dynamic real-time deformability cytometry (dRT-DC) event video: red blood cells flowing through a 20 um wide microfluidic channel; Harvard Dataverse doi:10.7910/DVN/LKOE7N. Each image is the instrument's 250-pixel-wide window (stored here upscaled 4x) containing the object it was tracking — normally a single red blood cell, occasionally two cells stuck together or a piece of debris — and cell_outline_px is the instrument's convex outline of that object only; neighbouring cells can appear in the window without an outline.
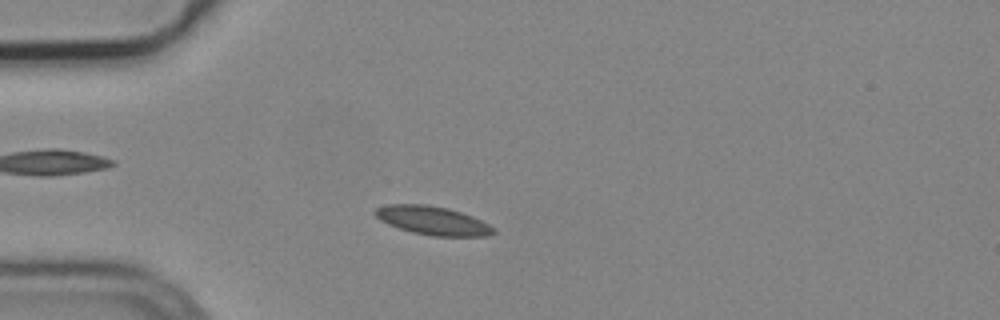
{"species": "common noctule bat (a hibernating species)", "species_latin": "Nyctalus noctula", "temperature_condition": "cold", "stored_images_in_passage": 5, "camera_frame_rate_fps": 3000, "um_per_image_px": 0.085, "animal": {"sex": "male", "body_mass_g": 19.2, "forearm_length_mm": 51.8}, "frame": {"image": 1, "passage_image": 2, "time_ms": 0.333, "image_size_px": [1000, 320], "cell_outline_px": [[496, 232], [488, 236], [432, 236], [412, 232], [388, 224], [380, 220], [372, 212], [376, 208], [388, 204], [424, 204], [448, 208], [472, 216], [496, 228]], "centroid_in_image_um": [36.78, 18.75], "position_along_channel_um": 48.2, "area_um2": 19.71}}
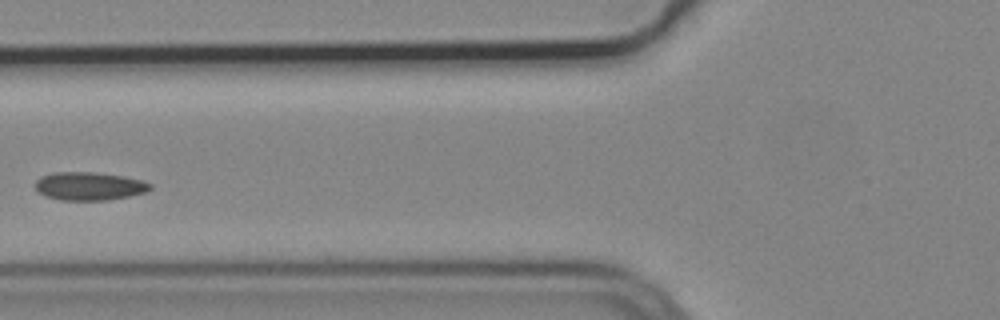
{"frame": {"image": 2, "passage_image": 4, "time_ms": 1.0, "image_size_px": [1000, 320], "cell_outline_px": [[152, 188], [148, 192], [108, 200], [60, 200], [48, 196], [40, 192], [36, 188], [36, 180], [40, 176], [52, 172], [96, 172], [124, 176], [140, 180], [152, 184]], "centroid_in_image_um": [7.61, 15.81], "position_along_channel_um": 118.2, "area_um2": 18.9}}
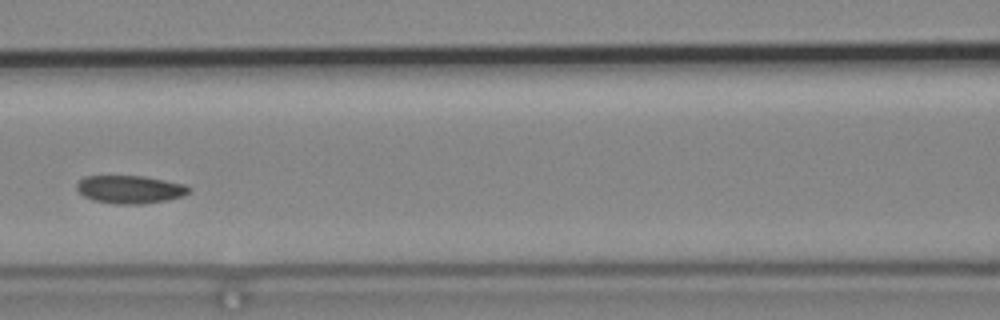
{"frame": {"image": 3, "passage_image": 5, "time_ms": 1.333, "image_size_px": [1000, 320], "cell_outline_px": [[192, 188], [184, 196], [168, 200], [144, 204], [116, 204], [92, 200], [84, 196], [76, 188], [76, 184], [84, 176], [144, 176], [184, 184]], "centroid_in_image_um": [11.06, 16.1], "position_along_channel_um": 155.5, "area_um2": 18.38}}